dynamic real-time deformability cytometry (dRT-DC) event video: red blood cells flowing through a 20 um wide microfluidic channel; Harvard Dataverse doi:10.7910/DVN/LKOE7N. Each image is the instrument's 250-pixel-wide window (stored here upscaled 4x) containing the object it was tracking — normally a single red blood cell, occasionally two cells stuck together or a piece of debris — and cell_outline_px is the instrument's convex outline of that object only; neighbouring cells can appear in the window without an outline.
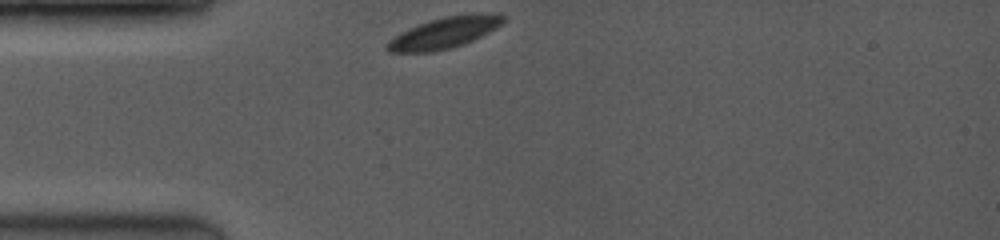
{"species": "common noctule bat (a hibernating species)", "species_latin": "Nyctalus noctula", "temperature_condition": "room temperature", "stored_images_in_passage": 4, "camera_frame_rate_fps": 3500, "um_per_image_px": 0.085, "animal": {"sex": "female", "body_mass_g": 19.0, "forearm_length_mm": 53.3}, "frame": {"image": 1, "passage_image": 1, "time_ms": 0.0, "image_size_px": [1000, 240], "cell_outline_px": [[504, 20], [496, 28], [472, 40], [448, 48], [432, 52], [388, 52], [384, 48], [384, 44], [388, 40], [400, 32], [408, 28], [444, 16], [480, 12], [504, 16]], "centroid_in_image_um": [37.69, 2.78], "position_along_channel_um": 47.3, "area_um2": 20.81}}
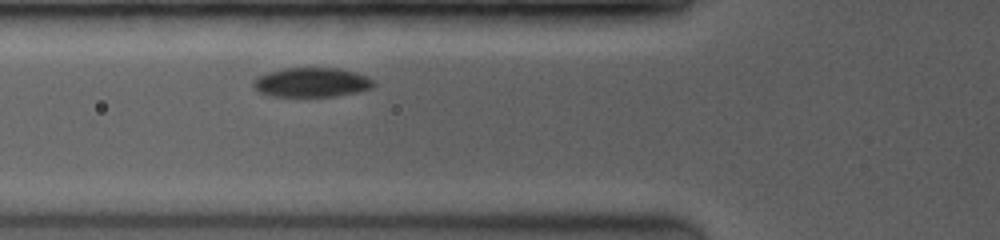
{"frame": {"image": 2, "passage_image": 4, "time_ms": 1.714, "image_size_px": [1000, 240], "cell_outline_px": [[376, 84], [372, 88], [356, 92], [336, 96], [272, 96], [260, 92], [252, 84], [256, 76], [268, 72], [284, 68], [340, 68], [356, 72], [372, 80]], "centroid_in_image_um": [26.48, 6.99], "position_along_channel_um": 99.3, "area_um2": 20.52}}